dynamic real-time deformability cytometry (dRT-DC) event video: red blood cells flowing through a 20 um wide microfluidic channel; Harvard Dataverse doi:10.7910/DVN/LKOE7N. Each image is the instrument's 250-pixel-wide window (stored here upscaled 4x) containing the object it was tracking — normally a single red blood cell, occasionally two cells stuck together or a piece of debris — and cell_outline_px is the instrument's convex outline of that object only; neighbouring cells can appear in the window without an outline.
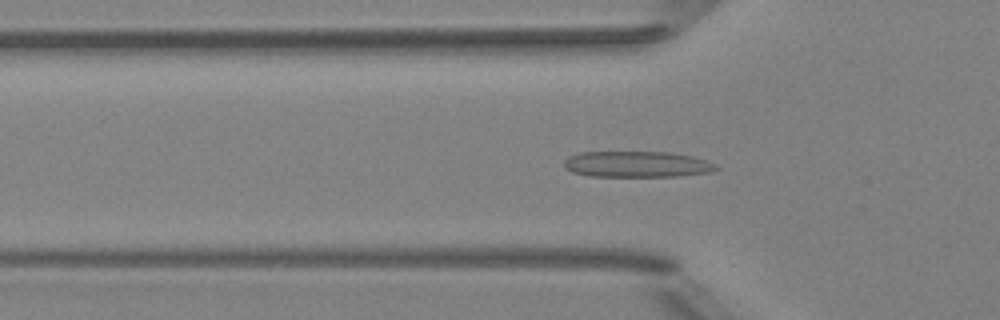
{"species": "Egyptian fruit bat (a non-hibernating species)", "species_latin": "Rousettus aegyptiacus", "temperature_condition": "room temperature", "stored_images_in_passage": 35, "camera_frame_rate_fps": 3000, "um_per_image_px": 0.085, "animal": {"sex": "female"}, "frame": {"image": 1, "passage_image": 8, "time_ms": 2.333, "image_size_px": [1000, 320], "cell_outline_px": [[720, 168], [712, 172], [680, 176], [588, 176], [572, 172], [564, 168], [564, 160], [568, 156], [580, 152], [668, 152], [692, 156], [708, 160], [716, 164]], "centroid_in_image_um": [54.15, 13.96], "position_along_channel_um": 71.6, "area_um2": 23.29}}
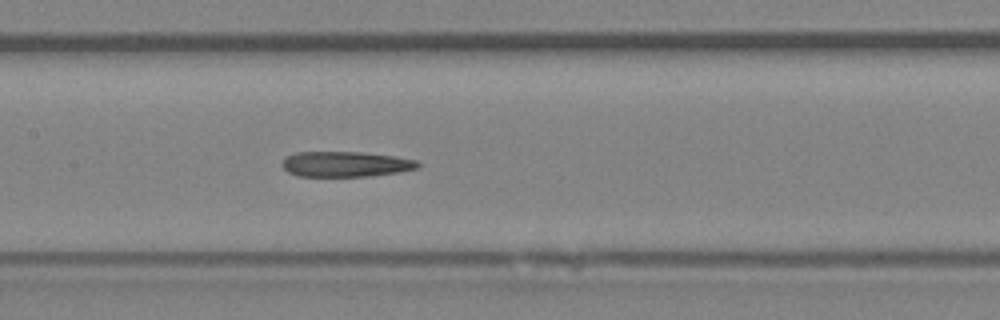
{"frame": {"image": 2, "passage_image": 16, "time_ms": 5.0, "image_size_px": [1000, 320], "cell_outline_px": [[420, 164], [416, 168], [400, 172], [368, 176], [296, 176], [288, 172], [284, 168], [284, 156], [296, 152], [360, 152], [396, 156], [416, 160]], "centroid_in_image_um": [29.37, 13.95], "position_along_channel_um": 178.0, "area_um2": 20.0}}
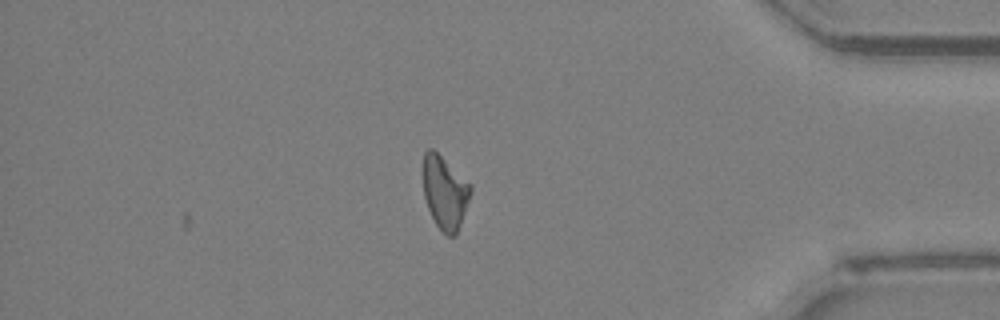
{"frame": {"image": 3, "passage_image": 35, "time_ms": 11.333, "image_size_px": [1000, 320], "cell_outline_px": [[472, 192], [456, 236], [448, 236], [436, 224], [428, 208], [424, 196], [424, 152], [428, 148], [432, 148], [472, 184]], "centroid_in_image_um": [37.84, 16.36], "position_along_channel_um": 397.4, "area_um2": 20.06}, "authors_computed_cell_mechanics": {"area_um2": 20.6346, "velocity_mm_per_s": 3.9954, "shape_relaxation_time_tau1_ms": null, "shape_relaxation_time_tau2_ms": 8.3613, "deformation_change_tau1": null, "deformation_change_tau2": 0.2081}}